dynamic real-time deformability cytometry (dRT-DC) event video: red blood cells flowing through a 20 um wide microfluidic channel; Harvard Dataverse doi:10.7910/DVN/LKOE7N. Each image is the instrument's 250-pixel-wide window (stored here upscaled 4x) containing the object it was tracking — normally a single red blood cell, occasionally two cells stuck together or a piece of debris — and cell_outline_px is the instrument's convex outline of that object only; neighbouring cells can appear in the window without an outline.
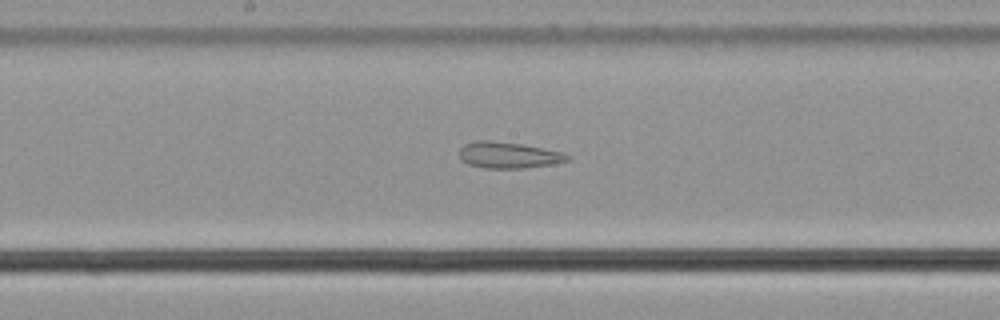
{"species": "common noctule bat (a hibernating species)", "species_latin": "Nyctalus noctula", "temperature_condition": "cold", "stored_images_in_passage": 57, "segment_of_instrument_passage": [2, 2], "camera_frame_rate_fps": 3000, "um_per_image_px": 0.085, "animal": {"sex": "male", "body_mass_g": 21.5, "forearm_length_mm": 52.0}, "frame": {"image": 1, "passage_image": 30, "time_ms": 9.667, "image_size_px": [1000, 320], "cell_outline_px": [[572, 160], [524, 168], [484, 168], [468, 164], [460, 160], [460, 148], [464, 144], [476, 140], [488, 140], [520, 144], [560, 152], [568, 156]], "centroid_in_image_um": [43.14, 13.18], "position_along_channel_um": 205.1, "area_um2": 16.24}}
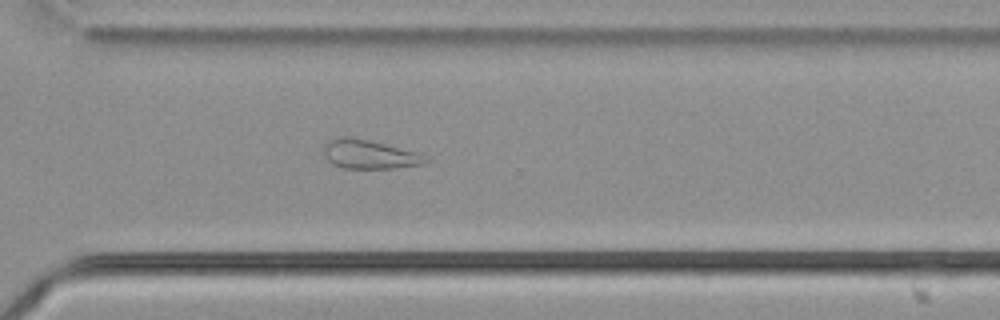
{"frame": {"image": 2, "passage_image": 41, "time_ms": 13.333, "image_size_px": [1000, 320], "cell_outline_px": [[432, 160], [428, 164], [396, 168], [344, 168], [332, 164], [324, 156], [324, 144], [328, 140], [336, 136], [352, 136], [420, 152]], "centroid_in_image_um": [31.45, 13.11], "position_along_channel_um": 339.1, "area_um2": 17.74}}
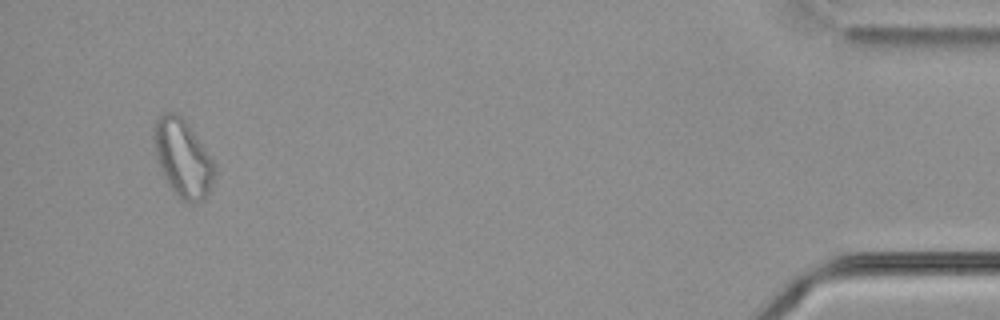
{"frame": {"image": 3, "passage_image": 54, "time_ms": 17.667, "image_size_px": [1000, 320], "cell_outline_px": [[216, 172], [212, 184], [208, 192], [200, 200], [192, 204], [188, 204], [180, 200], [168, 184], [160, 168], [152, 144], [152, 124], [164, 112], [176, 112], [188, 124], [216, 164]], "centroid_in_image_um": [15.51, 13.43], "position_along_channel_um": 419.7, "area_um2": 27.69}}